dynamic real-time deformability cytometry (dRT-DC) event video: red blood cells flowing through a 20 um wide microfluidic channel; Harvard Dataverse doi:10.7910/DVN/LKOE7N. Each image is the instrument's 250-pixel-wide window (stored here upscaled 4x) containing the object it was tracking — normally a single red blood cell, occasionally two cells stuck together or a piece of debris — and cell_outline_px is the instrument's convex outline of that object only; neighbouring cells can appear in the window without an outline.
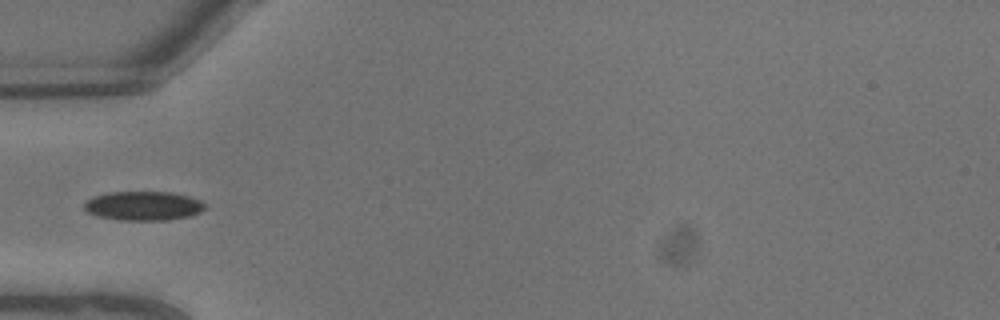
{"species": "common noctule bat (a hibernating species)", "species_latin": "Nyctalus noctula", "temperature_condition": "warm", "stored_images_in_passage": 9, "camera_frame_rate_fps": 3000, "um_per_image_px": 0.085, "animal": {"sex": "male", "body_mass_g": 13.3}, "frame": {"image": 1, "passage_image": 7, "time_ms": 2.0, "image_size_px": [1000, 320], "cell_outline_px": [[208, 204], [200, 212], [188, 216], [164, 220], [120, 220], [100, 216], [88, 212], [84, 208], [84, 204], [92, 196], [108, 192], [172, 192], [188, 196], [200, 200]], "centroid_in_image_um": [12.2, 17.48], "position_along_channel_um": 72.8, "area_um2": 20.4}}
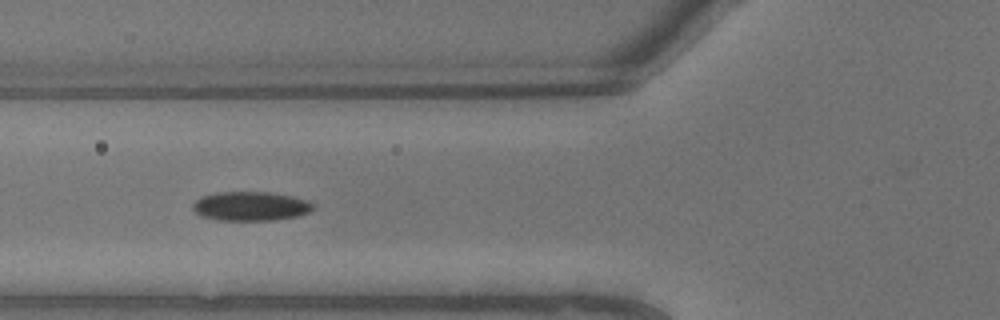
{"frame": {"image": 2, "passage_image": 8, "time_ms": 2.333, "image_size_px": [1000, 320], "cell_outline_px": [[312, 208], [308, 212], [296, 216], [276, 220], [220, 220], [204, 216], [196, 212], [192, 208], [192, 204], [200, 196], [216, 192], [268, 192], [292, 196], [304, 200], [312, 204]], "centroid_in_image_um": [21.25, 17.52], "position_along_channel_um": 104.5, "area_um2": 20.17}}